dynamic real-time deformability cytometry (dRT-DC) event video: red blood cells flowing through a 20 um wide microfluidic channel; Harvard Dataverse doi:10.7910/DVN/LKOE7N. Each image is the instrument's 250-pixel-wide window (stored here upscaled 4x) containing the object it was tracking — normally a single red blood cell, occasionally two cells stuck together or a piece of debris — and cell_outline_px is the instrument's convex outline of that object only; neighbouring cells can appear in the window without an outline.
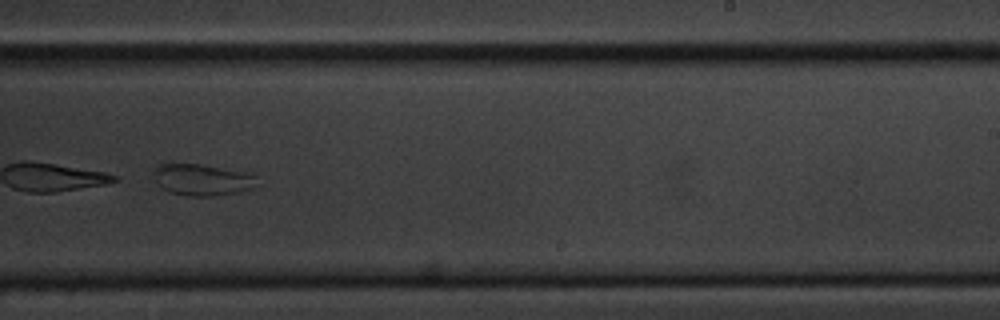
{"species": "common noctule bat (a hibernating species)", "species_latin": "Nyctalus noctula", "temperature_condition": "cold", "stored_images_in_passage": 55, "camera_frame_rate_fps": 3000, "um_per_image_px": 0.085, "animal": {"sex": "male", "body_mass_g": 20.1, "forearm_length_mm": 53.5}, "frame": {"image": 1, "passage_image": 34, "time_ms": 11.0, "image_size_px": [1000, 320], "cell_outline_px": [[256, 176], [252, 188], [240, 192], [212, 196], [188, 196], [172, 192], [164, 188], [156, 180], [152, 172], [160, 164], [200, 164], [248, 172]], "centroid_in_image_um": [17.2, 15.27], "position_along_channel_um": 271.8, "area_um2": 18.67}}
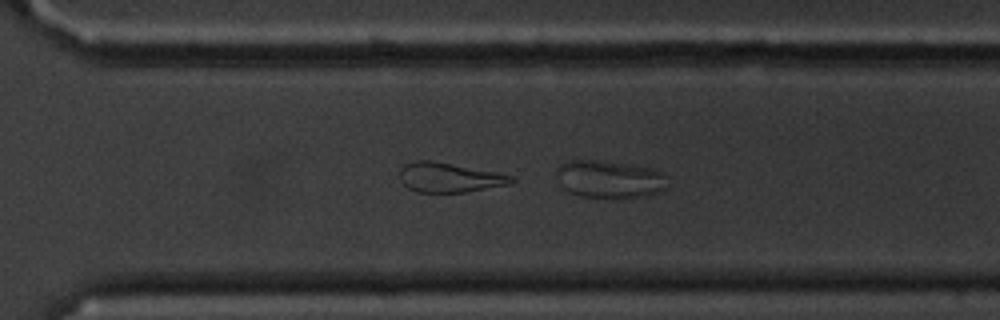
{"frame": {"image": 2, "passage_image": 38, "time_ms": 12.333, "image_size_px": [1000, 320], "cell_outline_px": [[668, 188], [648, 196], [612, 200], [580, 196], [556, 184], [556, 168], [560, 164], [568, 160], [596, 160], [632, 164], [664, 172]], "centroid_in_image_um": [51.79, 15.26], "position_along_channel_um": 318.8, "area_um2": 25.26}}
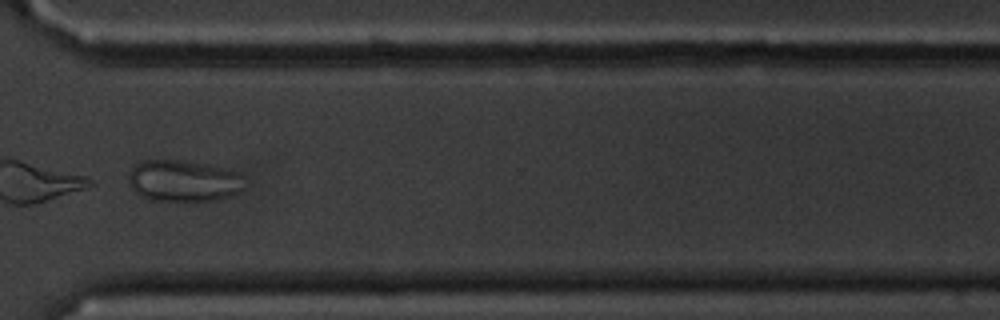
{"frame": {"image": 3, "passage_image": 41, "time_ms": 13.333, "image_size_px": [1000, 320], "cell_outline_px": [[244, 188], [240, 192], [232, 196], [216, 200], [152, 200], [140, 196], [132, 188], [128, 180], [128, 176], [132, 168], [140, 160], [184, 160], [208, 164], [228, 168], [236, 172], [240, 176]], "centroid_in_image_um": [15.59, 15.36], "position_along_channel_um": 355.0, "area_um2": 28.15}}